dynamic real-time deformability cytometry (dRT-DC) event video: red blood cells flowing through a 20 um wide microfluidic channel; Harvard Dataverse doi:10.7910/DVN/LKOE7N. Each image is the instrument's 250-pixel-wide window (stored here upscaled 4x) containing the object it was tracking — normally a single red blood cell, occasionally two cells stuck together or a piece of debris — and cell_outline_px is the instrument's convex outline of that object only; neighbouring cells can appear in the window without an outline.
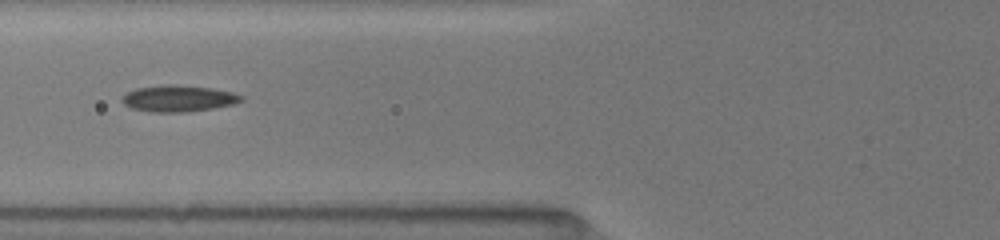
{"species": "common noctule bat (a hibernating species)", "species_latin": "Nyctalus noctula", "temperature_condition": "room temperature", "stored_images_in_passage": 3, "camera_frame_rate_fps": 3000, "um_per_image_px": 0.085, "animal": {"sex": "female", "body_mass_g": 19.5, "forearm_length_mm": 54.1}, "frame": {"image": 1, "passage_image": 2, "time_ms": 1.0, "image_size_px": [1000, 240], "cell_outline_px": [[244, 100], [232, 104], [212, 108], [188, 112], [148, 112], [132, 108], [124, 104], [120, 100], [120, 96], [136, 88], [164, 84], [176, 84], [212, 88], [232, 92], [244, 96]], "centroid_in_image_um": [15.13, 8.36], "position_along_channel_um": 110.7, "area_um2": 18.55}}
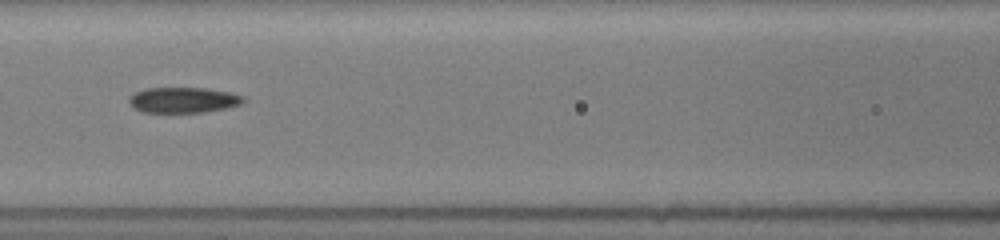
{"frame": {"image": 2, "passage_image": 3, "time_ms": 2.0, "image_size_px": [1000, 240], "cell_outline_px": [[244, 100], [240, 104], [228, 108], [204, 112], [144, 112], [132, 108], [128, 104], [128, 96], [144, 88], [204, 88], [228, 92], [244, 96]], "centroid_in_image_um": [15.52, 8.5], "position_along_channel_um": 151.1, "area_um2": 17.11}}